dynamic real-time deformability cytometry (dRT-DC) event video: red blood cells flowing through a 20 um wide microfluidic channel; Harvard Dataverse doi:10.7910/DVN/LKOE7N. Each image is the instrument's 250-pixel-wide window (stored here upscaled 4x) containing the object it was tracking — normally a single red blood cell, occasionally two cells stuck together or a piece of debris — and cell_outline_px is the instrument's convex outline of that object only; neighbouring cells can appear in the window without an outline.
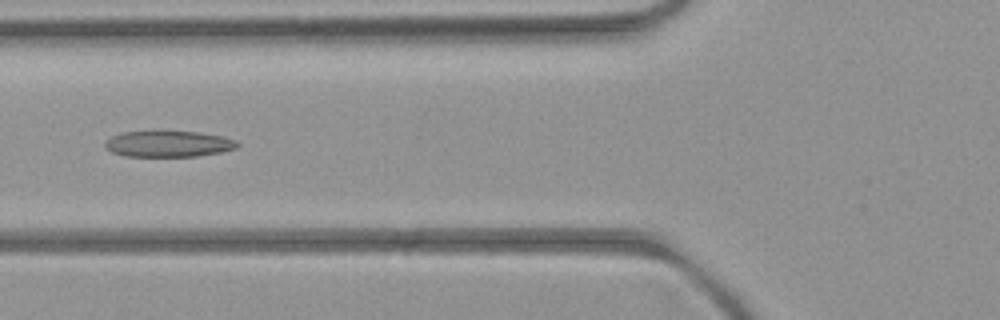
{"species": "common noctule bat (a hibernating species)", "species_latin": "Nyctalus noctula", "temperature_condition": "room temperature", "stored_images_in_passage": 6, "camera_frame_rate_fps": 3000, "um_per_image_px": 0.085, "animal": {"sex": "female", "body_mass_g": 21.9}, "frame": {"image": 1, "passage_image": 6, "time_ms": 5.333, "image_size_px": [1000, 320], "cell_outline_px": [[240, 144], [236, 148], [220, 152], [196, 156], [124, 156], [112, 152], [104, 148], [104, 140], [120, 132], [200, 132], [224, 136], [236, 140]], "centroid_in_image_um": [14.3, 12.23], "position_along_channel_um": 111.5, "area_um2": 20.11}}